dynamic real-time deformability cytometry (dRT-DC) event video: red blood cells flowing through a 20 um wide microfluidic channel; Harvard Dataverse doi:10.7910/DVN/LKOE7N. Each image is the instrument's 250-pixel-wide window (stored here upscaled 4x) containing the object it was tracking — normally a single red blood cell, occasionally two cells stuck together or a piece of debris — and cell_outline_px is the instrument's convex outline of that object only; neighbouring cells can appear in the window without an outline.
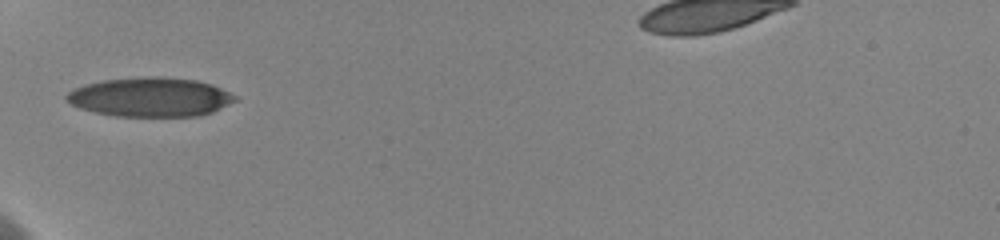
{"species": "human", "species_latin": "Homo sapiens", "temperature_condition": "cold", "stored_images_in_passage": 8, "camera_frame_rate_fps": 3000, "um_per_image_px": 0.085, "donor": {"sex": "female"}, "frame": {"image": 1, "passage_image": 1, "time_ms": 0.0, "image_size_px": [1000, 240], "cell_outline_px": [[236, 100], [212, 112], [200, 116], [116, 116], [96, 112], [72, 104], [64, 96], [68, 92], [76, 88], [88, 84], [104, 80], [148, 76], [160, 76], [196, 80], [212, 84], [236, 96]], "centroid_in_image_um": [12.81, 8.25], "position_along_channel_um": 72.2, "area_um2": 38.03}}